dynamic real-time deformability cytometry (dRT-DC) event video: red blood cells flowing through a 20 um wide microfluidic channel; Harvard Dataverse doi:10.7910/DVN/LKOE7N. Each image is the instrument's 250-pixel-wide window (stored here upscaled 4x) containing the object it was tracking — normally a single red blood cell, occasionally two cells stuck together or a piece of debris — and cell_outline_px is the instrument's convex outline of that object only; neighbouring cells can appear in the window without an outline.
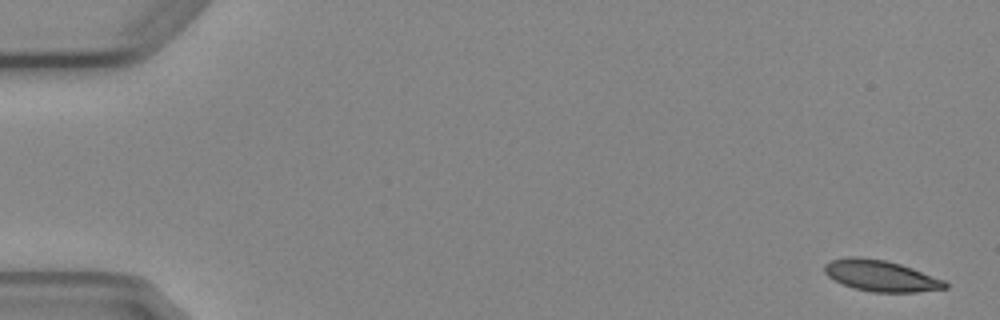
{"species": "Egyptian fruit bat (a non-hibernating species)", "species_latin": "Rousettus aegyptiacus", "temperature_condition": "cold", "stored_images_in_passage": 7, "camera_frame_rate_fps": 3000, "um_per_image_px": 0.085, "animal": {"sex": "female"}, "frame": {"image": 1, "passage_image": 1, "time_ms": 0.0, "image_size_px": [1000, 320], "cell_outline_px": [[948, 288], [916, 292], [872, 292], [856, 288], [844, 284], [828, 276], [824, 272], [824, 264], [832, 260], [852, 256], [856, 256], [884, 260], [900, 264], [912, 268], [944, 280], [948, 284]], "centroid_in_image_um": [74.88, 23.44], "position_along_channel_um": 10.1, "area_um2": 21.62}}
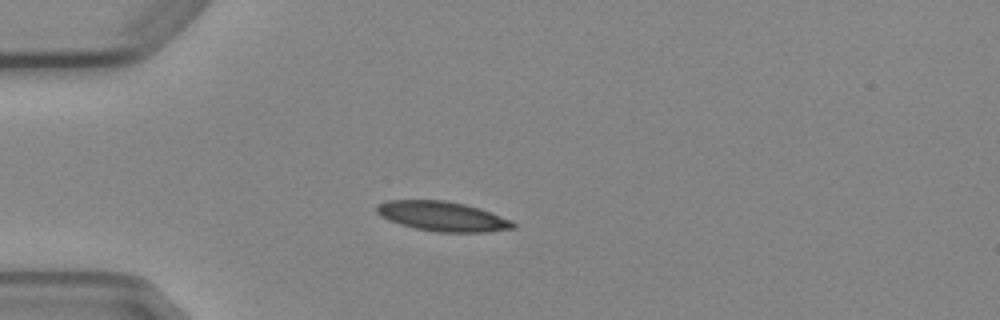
{"frame": {"image": 2, "passage_image": 4, "time_ms": 4.333, "image_size_px": [1000, 320], "cell_outline_px": [[516, 228], [488, 232], [436, 232], [416, 228], [400, 224], [388, 220], [380, 216], [376, 212], [376, 208], [380, 204], [388, 200], [444, 200], [464, 204], [480, 208], [512, 220], [516, 224]], "centroid_in_image_um": [37.64, 18.39], "position_along_channel_um": 47.4, "area_um2": 23.64}}
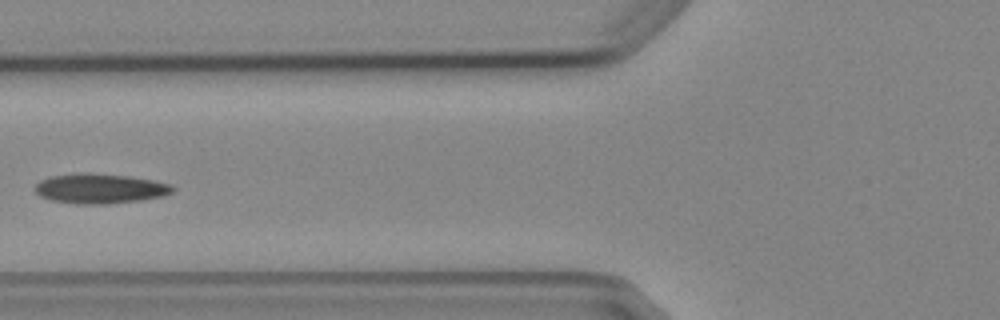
{"frame": {"image": 3, "passage_image": 6, "time_ms": 6.667, "image_size_px": [1000, 320], "cell_outline_px": [[176, 188], [172, 192], [164, 196], [140, 200], [108, 204], [80, 204], [52, 200], [40, 196], [32, 188], [40, 180], [48, 176], [72, 172], [92, 172], [128, 176], [156, 180], [172, 184]], "centroid_in_image_um": [8.49, 16.0], "position_along_channel_um": 117.3, "area_um2": 24.51}}